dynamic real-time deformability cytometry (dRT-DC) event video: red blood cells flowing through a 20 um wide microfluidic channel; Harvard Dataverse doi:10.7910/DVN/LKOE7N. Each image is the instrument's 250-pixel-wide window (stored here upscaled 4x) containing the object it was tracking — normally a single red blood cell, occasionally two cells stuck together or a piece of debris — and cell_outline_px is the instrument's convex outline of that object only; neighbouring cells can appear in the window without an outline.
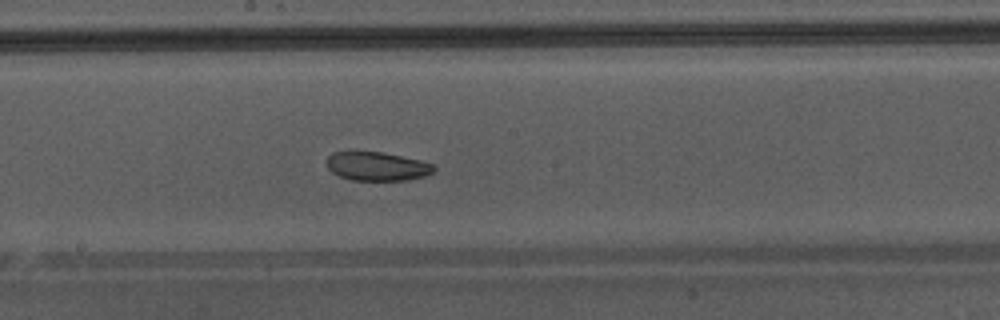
{"species": "Egyptian fruit bat (a non-hibernating species)", "species_latin": "Rousettus aegyptiacus", "temperature_condition": "warm", "stored_images_in_passage": 50, "camera_frame_rate_fps": 3000, "um_per_image_px": 0.085, "animal": {"sex": "male"}, "frame": {"image": 1, "passage_image": 29, "time_ms": 9.333, "image_size_px": [1000, 320], "cell_outline_px": [[436, 168], [432, 172], [424, 176], [408, 180], [352, 180], [340, 176], [332, 172], [328, 168], [328, 156], [332, 152], [384, 152], [420, 160], [432, 164]], "centroid_in_image_um": [32.06, 14.14], "position_along_channel_um": 216.1, "area_um2": 17.8}, "authors_computed_cell_mechanics": {"area_um2": 24.7962, "velocity_mm_per_s": 4.3259, "shape_relaxation_time_tau1_ms": 6.6755, "shape_relaxation_time_tau2_ms": 2.8954, "deformation_change_tau1": 0.1225, "deformation_change_tau2": 0.0702}}